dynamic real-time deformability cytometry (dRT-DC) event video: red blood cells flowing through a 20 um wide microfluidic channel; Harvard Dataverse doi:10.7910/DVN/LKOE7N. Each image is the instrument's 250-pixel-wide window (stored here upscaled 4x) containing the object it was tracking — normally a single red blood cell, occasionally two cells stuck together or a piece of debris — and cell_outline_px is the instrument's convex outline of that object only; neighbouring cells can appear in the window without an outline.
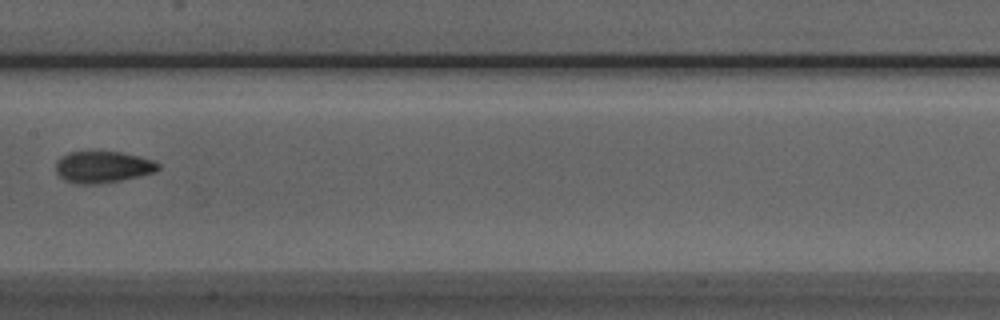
{"species": "Egyptian fruit bat (a non-hibernating species)", "species_latin": "Rousettus aegyptiacus", "temperature_condition": "room temperature", "stored_images_in_passage": 6, "camera_frame_rate_fps": 3000, "um_per_image_px": 0.085, "animal": {"sex": "male"}, "frame": {"image": 1, "passage_image": 6, "time_ms": 5.667, "image_size_px": [1000, 320], "cell_outline_px": [[160, 168], [156, 172], [140, 176], [100, 184], [76, 184], [64, 180], [56, 172], [56, 160], [60, 156], [68, 152], [120, 152], [140, 156], [152, 160], [160, 164]], "centroid_in_image_um": [8.73, 14.2], "position_along_channel_um": 198.7, "area_um2": 19.02}}